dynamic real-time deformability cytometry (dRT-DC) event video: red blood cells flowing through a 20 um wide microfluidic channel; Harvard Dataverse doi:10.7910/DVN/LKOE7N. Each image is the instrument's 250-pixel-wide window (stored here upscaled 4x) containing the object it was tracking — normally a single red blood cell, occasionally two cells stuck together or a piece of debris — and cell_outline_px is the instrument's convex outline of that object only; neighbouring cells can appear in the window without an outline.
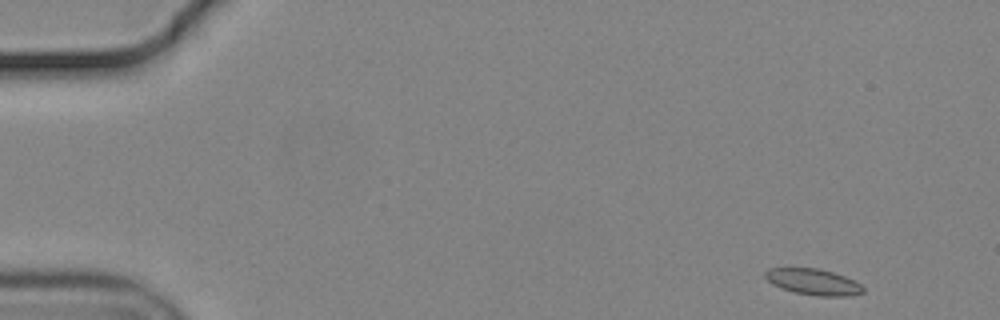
{"species": "common noctule bat (a hibernating species)", "species_latin": "Nyctalus noctula", "temperature_condition": "cold", "stored_images_in_passage": 12, "camera_frame_rate_fps": 3000, "um_per_image_px": 0.085, "animal": {"sex": "male", "body_mass_g": 19.2, "forearm_length_mm": 51.8}, "frame": {"image": 1, "passage_image": 1, "time_ms": 0.0, "image_size_px": [1000, 320], "cell_outline_px": [[864, 292], [848, 296], [816, 296], [796, 292], [780, 288], [772, 284], [764, 276], [764, 272], [768, 268], [820, 268], [844, 276], [860, 284], [864, 288]], "centroid_in_image_um": [69.11, 23.95], "position_along_channel_um": 15.9, "area_um2": 14.85}}